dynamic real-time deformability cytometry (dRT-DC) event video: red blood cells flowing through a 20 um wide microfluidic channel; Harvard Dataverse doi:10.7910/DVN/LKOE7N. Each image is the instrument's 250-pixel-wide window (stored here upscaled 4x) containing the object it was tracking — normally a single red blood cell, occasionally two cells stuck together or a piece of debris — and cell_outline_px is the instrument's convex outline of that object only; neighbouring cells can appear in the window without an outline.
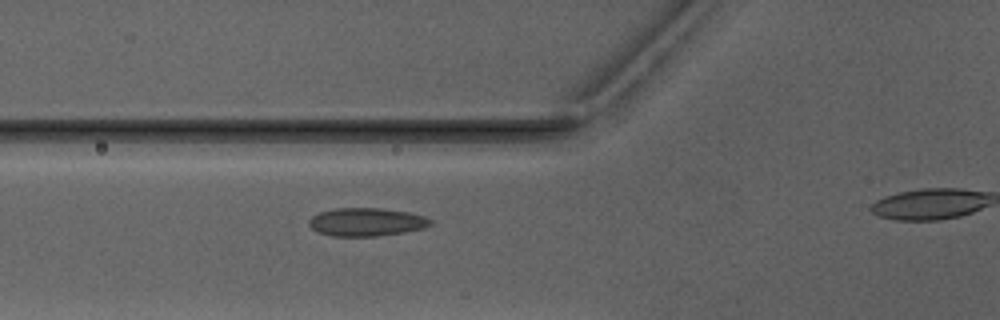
{"species": "Egyptian fruit bat (a non-hibernating species)", "species_latin": "Rousettus aegyptiacus", "temperature_condition": "warm", "stored_images_in_passage": 7, "camera_frame_rate_fps": 3000, "um_per_image_px": 0.085, "animal": {"sex": "male"}, "frame": {"image": 1, "passage_image": 5, "time_ms": 4.667, "image_size_px": [1000, 320], "cell_outline_px": [[432, 224], [424, 228], [404, 232], [376, 236], [332, 236], [316, 232], [308, 224], [308, 220], [312, 216], [320, 212], [336, 208], [380, 208], [408, 212], [424, 216], [432, 220]], "centroid_in_image_um": [31.13, 18.87], "position_along_channel_um": 94.7, "area_um2": 20.0}}
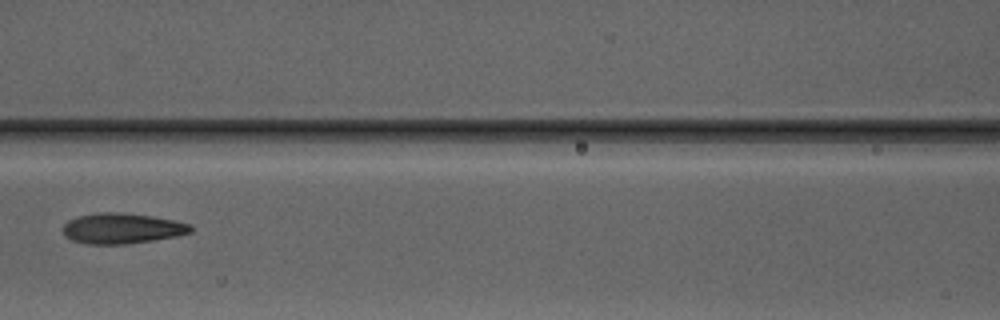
{"frame": {"image": 2, "passage_image": 7, "time_ms": 8.0, "image_size_px": [1000, 320], "cell_outline_px": [[192, 232], [176, 236], [152, 240], [124, 244], [88, 244], [72, 240], [64, 236], [64, 224], [68, 220], [76, 216], [96, 212], [124, 212], [152, 216], [176, 220], [192, 224]], "centroid_in_image_um": [10.37, 19.39], "position_along_channel_um": 156.2, "area_um2": 22.89}}